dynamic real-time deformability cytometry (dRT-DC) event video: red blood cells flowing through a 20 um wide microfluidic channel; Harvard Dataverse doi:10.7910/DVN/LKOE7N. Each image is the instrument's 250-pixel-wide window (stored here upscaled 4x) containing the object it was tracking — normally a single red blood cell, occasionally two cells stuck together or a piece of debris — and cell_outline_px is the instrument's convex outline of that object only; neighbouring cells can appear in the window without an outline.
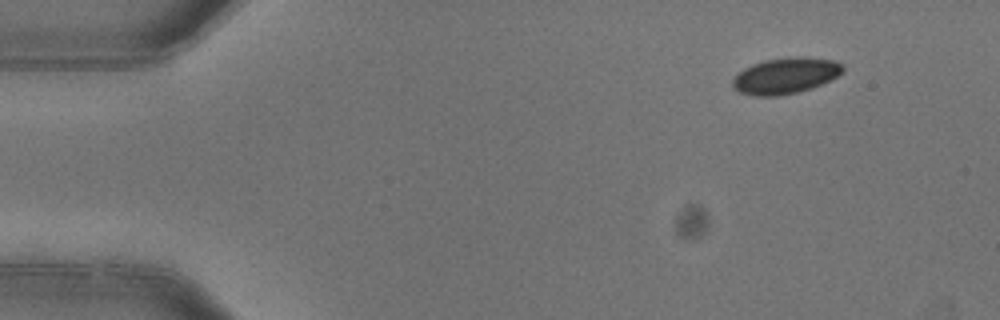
{"species": "common noctule bat (a hibernating species)", "species_latin": "Nyctalus noctula", "temperature_condition": "warm", "stored_images_in_passage": 4, "camera_frame_rate_fps": 3000, "um_per_image_px": 0.085, "animal": {"sex": "female"}, "frame": {"image": 1, "passage_image": 1, "time_ms": 0.0, "image_size_px": [1000, 320], "cell_outline_px": [[844, 72], [820, 84], [796, 92], [776, 96], [756, 96], [740, 92], [732, 88], [732, 80], [744, 68], [752, 64], [764, 60], [792, 56], [804, 56], [836, 60], [844, 64]], "centroid_in_image_um": [66.78, 6.41], "position_along_channel_um": 18.2, "area_um2": 23.12}}
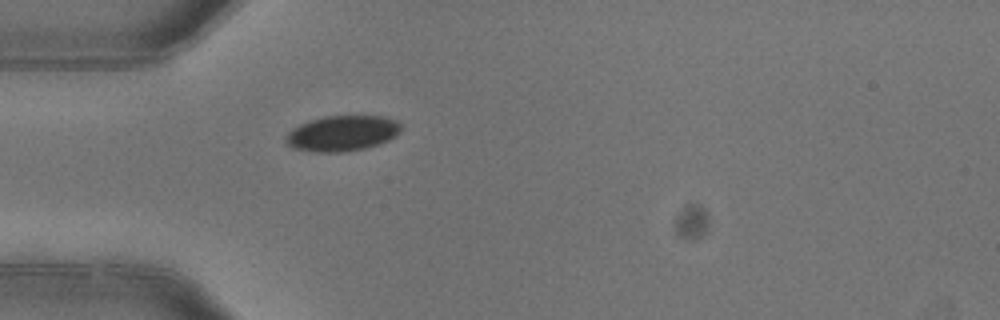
{"frame": {"image": 2, "passage_image": 4, "time_ms": 1.0, "image_size_px": [1000, 320], "cell_outline_px": [[400, 132], [396, 136], [388, 140], [364, 148], [340, 152], [316, 152], [292, 148], [284, 140], [288, 132], [292, 128], [308, 120], [324, 116], [384, 116], [396, 120], [400, 124]], "centroid_in_image_um": [29.06, 11.32], "position_along_channel_um": 55.9, "area_um2": 23.81}}